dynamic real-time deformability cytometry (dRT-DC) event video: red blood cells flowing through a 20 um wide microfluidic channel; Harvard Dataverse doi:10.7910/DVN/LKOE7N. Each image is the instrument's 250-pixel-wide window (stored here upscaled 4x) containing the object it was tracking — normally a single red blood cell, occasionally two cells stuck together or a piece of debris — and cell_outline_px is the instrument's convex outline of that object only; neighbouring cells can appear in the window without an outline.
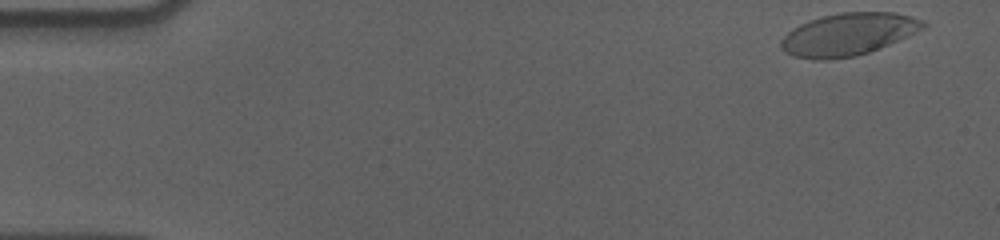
{"species": "human", "species_latin": "Homo sapiens", "temperature_condition": "cold", "stored_images_in_passage": 55, "camera_frame_rate_fps": 3000, "um_per_image_px": 0.085, "donor": {"sex": "male"}, "frame": {"image": 1, "passage_image": 1, "time_ms": 0.0, "image_size_px": [1000, 240], "cell_outline_px": [[928, 24], [924, 28], [916, 32], [888, 44], [868, 52], [856, 56], [824, 60], [812, 60], [792, 56], [784, 52], [780, 48], [780, 40], [792, 28], [808, 20], [840, 12], [896, 12], [912, 16], [924, 20]], "centroid_in_image_um": [72.07, 2.91], "position_along_channel_um": 12.9, "area_um2": 35.26}}
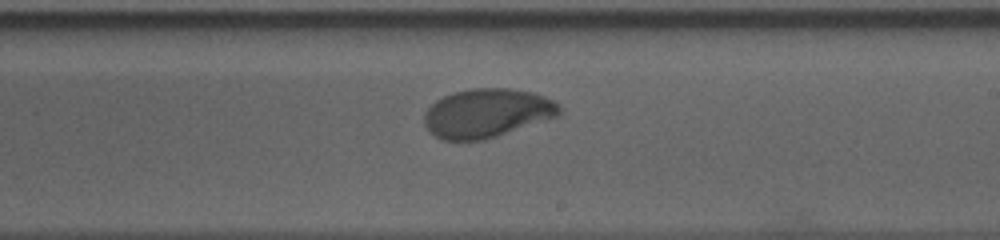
{"frame": {"image": 2, "passage_image": 32, "time_ms": 10.333, "image_size_px": [1000, 240], "cell_outline_px": [[560, 112], [556, 116], [484, 140], [440, 140], [428, 132], [424, 124], [424, 112], [436, 100], [444, 96], [456, 92], [472, 88], [508, 88], [532, 92], [544, 96], [560, 104]], "centroid_in_image_um": [41.34, 9.62], "position_along_channel_um": 247.7, "area_um2": 38.26}}
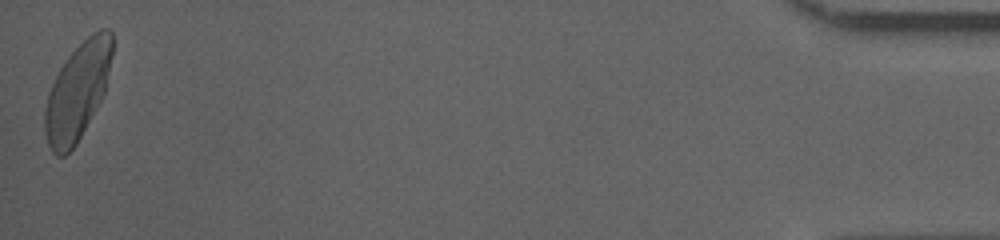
{"frame": {"image": 3, "passage_image": 55, "time_ms": 18.0, "image_size_px": [1000, 240], "cell_outline_px": [[112, 56], [104, 92], [96, 108], [76, 144], [64, 156], [56, 156], [52, 152], [48, 144], [44, 132], [44, 112], [48, 92], [60, 68], [68, 56], [92, 32], [100, 28], [108, 28], [112, 32]], "centroid_in_image_um": [6.57, 7.77], "position_along_channel_um": 428.6, "area_um2": 37.69}, "authors_computed_cell_mechanics": {"area_um2": 37.57, "velocity_mm_per_s": 3.5513, "shape_relaxation_time_tau1_ms": 3.7078, "shape_relaxation_time_tau2_ms": 0.8777, "deformation_change_tau1": 0.1755, "deformation_change_tau2": 0.0478}}